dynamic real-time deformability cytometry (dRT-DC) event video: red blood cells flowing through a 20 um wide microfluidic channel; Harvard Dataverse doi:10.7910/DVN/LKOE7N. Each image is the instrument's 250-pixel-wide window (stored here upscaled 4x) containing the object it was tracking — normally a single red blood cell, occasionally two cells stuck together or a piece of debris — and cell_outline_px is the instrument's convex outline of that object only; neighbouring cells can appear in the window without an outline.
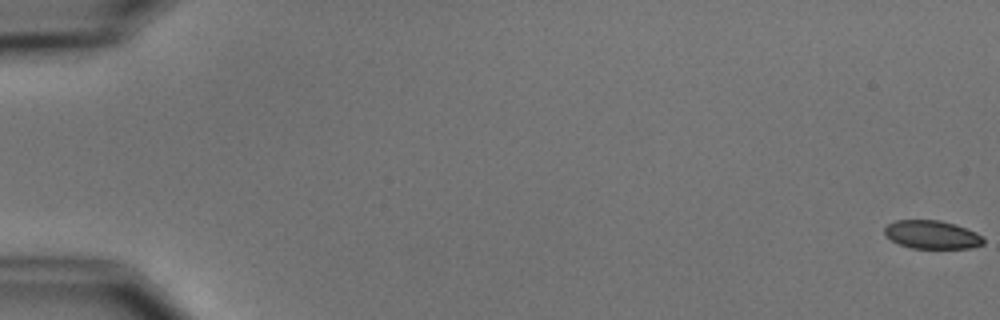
{"species": "common noctule bat (a hibernating species)", "species_latin": "Nyctalus noctula", "temperature_condition": "cold", "stored_images_in_passage": 5, "segment_of_instrument_passage": [2, 2], "camera_frame_rate_fps": 3000, "um_per_image_px": 0.085, "animal": {"sex": "male", "body_mass_g": 15.6}, "frame": {"image": 1, "passage_image": 5, "time_ms": 5.333, "image_size_px": [1000, 320], "cell_outline_px": [[984, 244], [972, 248], [912, 248], [900, 244], [892, 240], [884, 232], [884, 228], [888, 224], [896, 220], [940, 220], [976, 232], [984, 236]], "centroid_in_image_um": [79.24, 19.95], "position_along_channel_um": 5.8, "area_um2": 16.18}}